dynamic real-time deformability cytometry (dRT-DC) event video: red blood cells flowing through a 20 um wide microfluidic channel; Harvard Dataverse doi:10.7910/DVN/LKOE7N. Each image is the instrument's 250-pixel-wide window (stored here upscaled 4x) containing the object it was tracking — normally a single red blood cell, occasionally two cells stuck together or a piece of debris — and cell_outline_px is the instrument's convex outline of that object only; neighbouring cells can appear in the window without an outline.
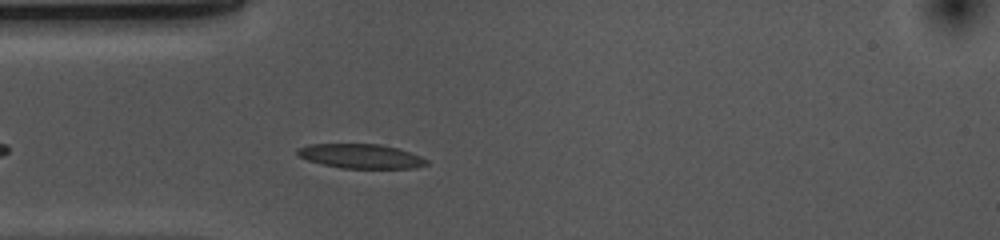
{"species": "common noctule bat (a hibernating species)", "species_latin": "Nyctalus noctula", "temperature_condition": "cold", "stored_images_in_passage": 34, "camera_frame_rate_fps": 3000, "um_per_image_px": 0.085, "animal": {"sex": "female", "body_mass_g": 10.0, "forearm_length_mm": 53.1}, "frame": {"image": 1, "passage_image": 5, "time_ms": 1.333, "image_size_px": [1000, 240], "cell_outline_px": [[428, 164], [416, 168], [340, 168], [308, 160], [300, 156], [296, 152], [296, 148], [308, 144], [380, 144], [396, 148], [420, 156], [428, 160]], "centroid_in_image_um": [30.66, 13.27], "position_along_channel_um": 54.3, "area_um2": 18.21}}
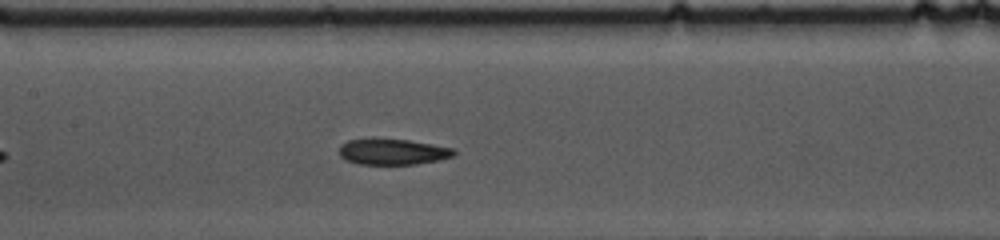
{"frame": {"image": 2, "passage_image": 15, "time_ms": 4.667, "image_size_px": [1000, 240], "cell_outline_px": [[456, 152], [452, 156], [436, 160], [416, 164], [356, 164], [344, 160], [340, 156], [340, 144], [348, 140], [408, 140], [456, 148]], "centroid_in_image_um": [33.37, 12.92], "position_along_channel_um": 174.0, "area_um2": 16.99}}
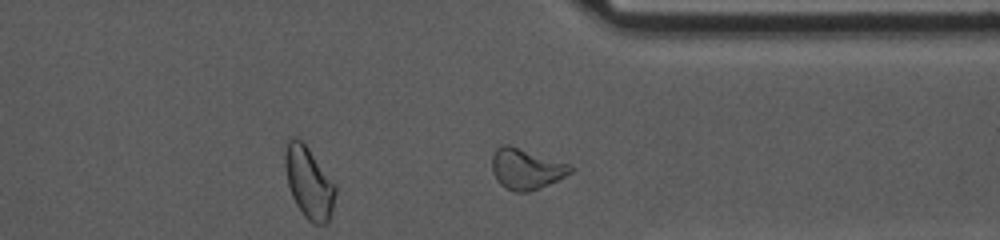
{"frame": {"image": 3, "passage_image": 31, "time_ms": 10.0, "image_size_px": [1000, 240], "cell_outline_px": [[576, 168], [572, 172], [540, 188], [528, 192], [516, 192], [504, 188], [496, 180], [492, 172], [492, 156], [496, 148], [500, 144], [508, 144], [572, 164]], "centroid_in_image_um": [44.72, 14.34], "position_along_channel_um": 366.7, "area_um2": 18.9}}